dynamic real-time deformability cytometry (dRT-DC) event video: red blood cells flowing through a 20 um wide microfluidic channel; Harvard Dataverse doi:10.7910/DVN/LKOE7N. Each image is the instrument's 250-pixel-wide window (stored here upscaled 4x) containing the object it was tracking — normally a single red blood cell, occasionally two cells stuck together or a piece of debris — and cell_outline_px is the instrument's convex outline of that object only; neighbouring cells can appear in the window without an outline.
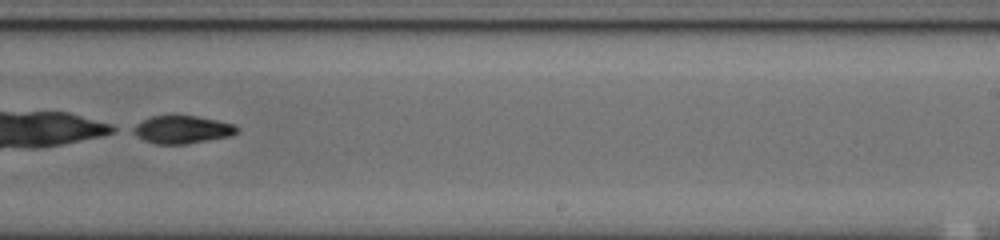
{"species": "common noctule bat (a hibernating species)", "species_latin": "Nyctalus noctula", "temperature_condition": "cold", "stored_images_in_passage": 50, "camera_frame_rate_fps": 3000, "um_per_image_px": 0.085, "animal": {"sex": "male", "body_mass_g": 20.0, "forearm_length_mm": 53.3}, "frame": {"image": 1, "passage_image": 31, "time_ms": 10.0, "image_size_px": [1000, 240], "cell_outline_px": [[240, 132], [232, 136], [184, 144], [156, 144], [144, 140], [128, 132], [128, 128], [152, 116], [196, 116], [216, 120], [232, 124], [240, 128]], "centroid_in_image_um": [15.45, 11.02], "position_along_channel_um": 273.6, "area_um2": 16.99}}